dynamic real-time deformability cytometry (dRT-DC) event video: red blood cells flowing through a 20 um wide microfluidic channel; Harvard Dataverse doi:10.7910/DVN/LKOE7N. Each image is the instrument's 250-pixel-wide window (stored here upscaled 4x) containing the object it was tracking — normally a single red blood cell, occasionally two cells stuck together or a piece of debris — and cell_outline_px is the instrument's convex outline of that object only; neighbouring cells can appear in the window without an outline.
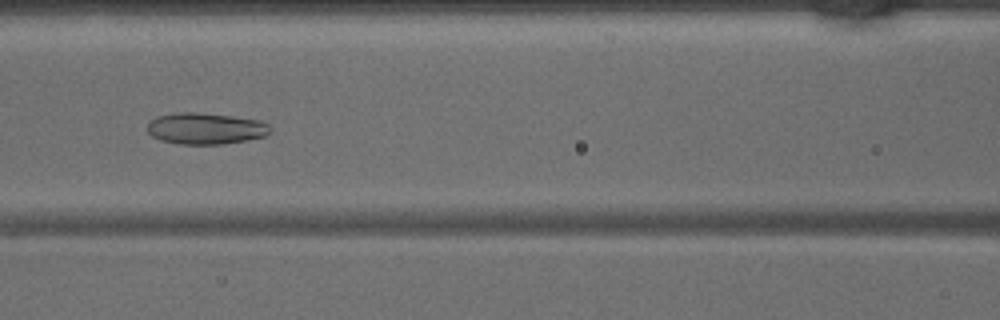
{"species": "common noctule bat (a hibernating species)", "species_latin": "Nyctalus noctula", "temperature_condition": "warm", "stored_images_in_passage": 44, "camera_frame_rate_fps": 3000, "um_per_image_px": 0.085, "animal": {"sex": "male", "body_mass_g": 15.6}, "frame": {"image": 1, "passage_image": 19, "time_ms": 6.0, "image_size_px": [1000, 320], "cell_outline_px": [[272, 128], [264, 136], [224, 144], [180, 144], [160, 140], [152, 136], [148, 132], [148, 124], [156, 116], [176, 112], [196, 112], [232, 116], [260, 120], [268, 124]], "centroid_in_image_um": [17.45, 10.91], "position_along_channel_um": 149.1, "area_um2": 22.43}}
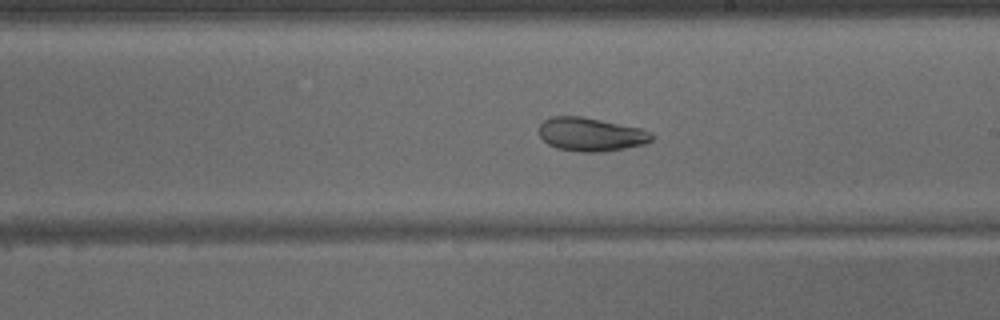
{"frame": {"image": 2, "passage_image": 25, "time_ms": 8.0, "image_size_px": [1000, 320], "cell_outline_px": [[652, 140], [644, 144], [604, 152], [580, 152], [556, 148], [548, 144], [540, 136], [540, 124], [544, 120], [552, 116], [584, 116], [644, 128], [652, 132]], "centroid_in_image_um": [50.25, 11.41], "position_along_channel_um": 238.7, "area_um2": 22.31}}
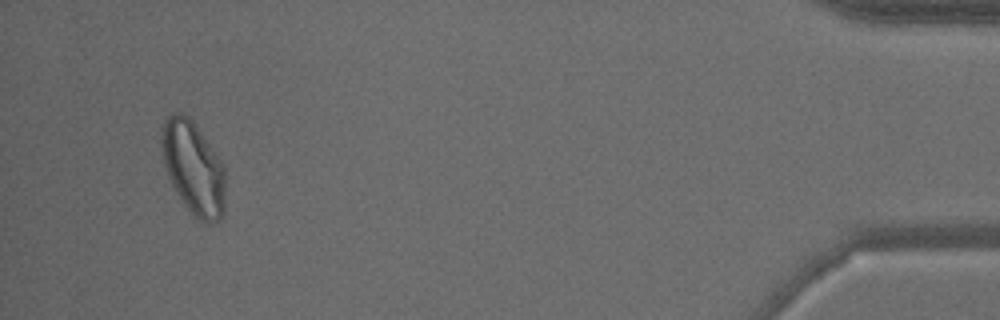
{"frame": {"image": 3, "passage_image": 42, "time_ms": 13.667, "image_size_px": [1000, 320], "cell_outline_px": [[224, 216], [220, 220], [212, 224], [204, 224], [196, 220], [192, 216], [176, 192], [168, 176], [164, 164], [160, 144], [160, 128], [164, 120], [172, 112], [184, 112], [196, 124], [220, 160], [224, 168]], "centroid_in_image_um": [16.41, 14.28], "position_along_channel_um": 418.8, "area_um2": 35.2}}